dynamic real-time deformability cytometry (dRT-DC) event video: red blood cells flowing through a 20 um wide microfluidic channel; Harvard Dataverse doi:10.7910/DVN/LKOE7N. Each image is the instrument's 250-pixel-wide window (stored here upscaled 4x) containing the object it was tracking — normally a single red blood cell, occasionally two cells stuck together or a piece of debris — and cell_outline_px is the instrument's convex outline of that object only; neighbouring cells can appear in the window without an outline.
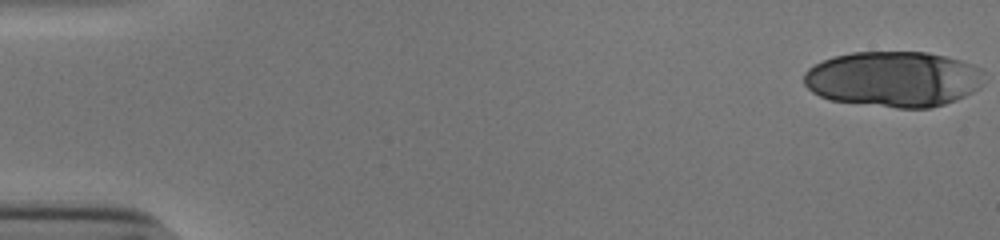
{"species": "human", "species_latin": "Homo sapiens", "temperature_condition": "cold", "stored_images_in_passage": 19, "camera_frame_rate_fps": 3000, "um_per_image_px": 0.085, "donor": {"sex": "male"}, "frame": {"image": 1, "passage_image": 1, "time_ms": 0.0, "image_size_px": [1000, 240], "cell_outline_px": [[984, 72], [980, 88], [956, 100], [932, 108], [896, 108], [828, 100], [812, 92], [804, 84], [804, 72], [808, 68], [832, 56], [852, 52], [928, 52], [960, 60], [972, 64], [980, 68]], "centroid_in_image_um": [75.94, 6.72], "position_along_channel_um": 9.1, "area_um2": 58.72}}